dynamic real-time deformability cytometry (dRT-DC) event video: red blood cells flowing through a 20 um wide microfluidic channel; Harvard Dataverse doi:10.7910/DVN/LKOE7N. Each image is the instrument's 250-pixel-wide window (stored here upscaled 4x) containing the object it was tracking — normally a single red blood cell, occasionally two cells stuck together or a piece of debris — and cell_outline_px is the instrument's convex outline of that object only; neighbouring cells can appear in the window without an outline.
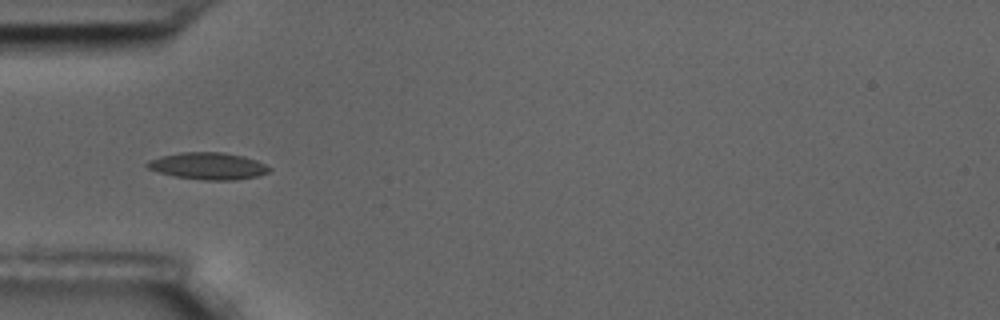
{"species": "common noctule bat (a hibernating species)", "species_latin": "Nyctalus noctula", "temperature_condition": "room temperature", "stored_images_in_passage": 15, "camera_frame_rate_fps": 3000, "um_per_image_px": 0.085, "animal": {"sex": "male", "body_mass_g": 17.5, "forearm_length_mm": 52.3}, "frame": {"image": 1, "passage_image": 5, "time_ms": 1.333, "image_size_px": [1000, 320], "cell_outline_px": [[272, 168], [268, 172], [256, 176], [232, 180], [204, 180], [172, 176], [148, 168], [144, 164], [148, 160], [160, 156], [180, 152], [224, 152], [244, 156], [256, 160]], "centroid_in_image_um": [17.66, 14.1], "position_along_channel_um": 67.3, "area_um2": 19.19}}
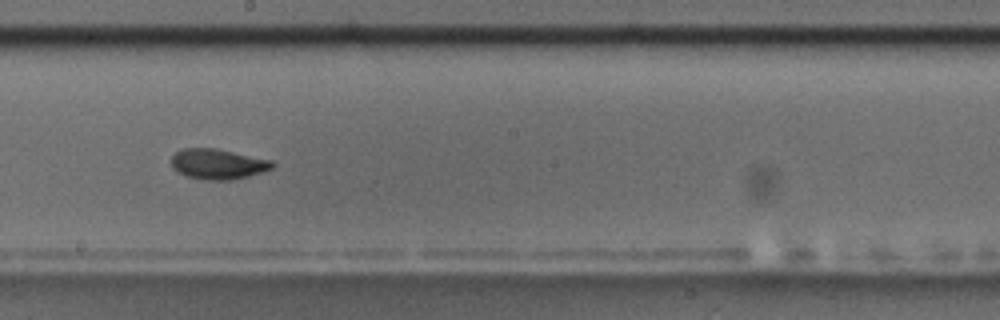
{"frame": {"image": 2, "passage_image": 9, "time_ms": 2.667, "image_size_px": [1000, 320], "cell_outline_px": [[276, 164], [272, 168], [264, 172], [232, 180], [204, 180], [184, 176], [176, 172], [172, 168], [172, 156], [180, 148], [216, 148], [272, 160]], "centroid_in_image_um": [18.51, 13.95], "position_along_channel_um": 229.7, "area_um2": 18.15}}